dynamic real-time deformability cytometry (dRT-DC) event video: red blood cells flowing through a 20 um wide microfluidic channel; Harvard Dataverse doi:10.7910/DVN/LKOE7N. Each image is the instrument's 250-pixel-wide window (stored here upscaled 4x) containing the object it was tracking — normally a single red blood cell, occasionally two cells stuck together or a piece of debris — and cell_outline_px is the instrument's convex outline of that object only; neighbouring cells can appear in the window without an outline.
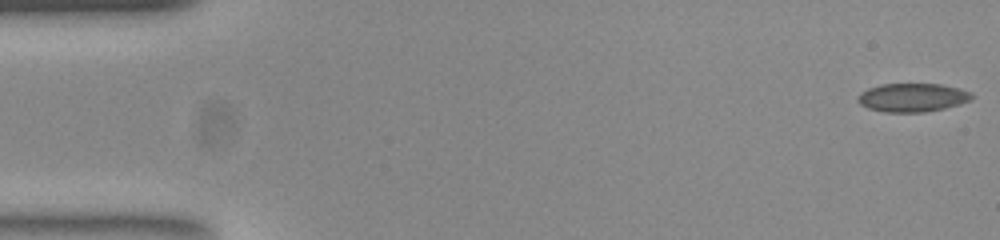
{"species": "common noctule bat (a hibernating species)", "species_latin": "Nyctalus noctula", "temperature_condition": "room temperature", "stored_images_in_passage": 38, "camera_frame_rate_fps": 3000, "um_per_image_px": 0.085, "animal": {"sex": "female", "body_mass_g": 23.0, "forearm_length_mm": 53.4}, "frame": {"image": 1, "passage_image": 1, "time_ms": 0.0, "image_size_px": [1000, 240], "cell_outline_px": [[972, 100], [960, 104], [944, 108], [924, 112], [884, 112], [868, 108], [860, 104], [856, 100], [860, 92], [868, 88], [880, 84], [940, 84], [972, 92]], "centroid_in_image_um": [77.53, 8.29], "position_along_channel_um": 7.5, "area_um2": 18.96}}
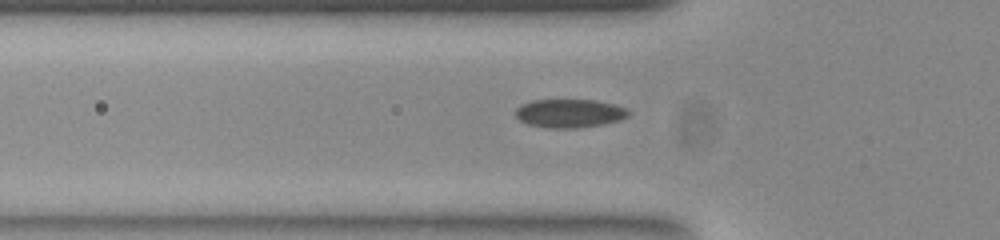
{"frame": {"image": 2, "passage_image": 17, "time_ms": 5.333, "image_size_px": [1000, 240], "cell_outline_px": [[632, 112], [628, 116], [620, 120], [604, 124], [576, 128], [548, 128], [528, 124], [520, 120], [516, 116], [516, 108], [520, 104], [532, 100], [596, 100], [616, 104], [628, 108]], "centroid_in_image_um": [48.45, 9.62], "position_along_channel_um": 77.3, "area_um2": 19.02}}
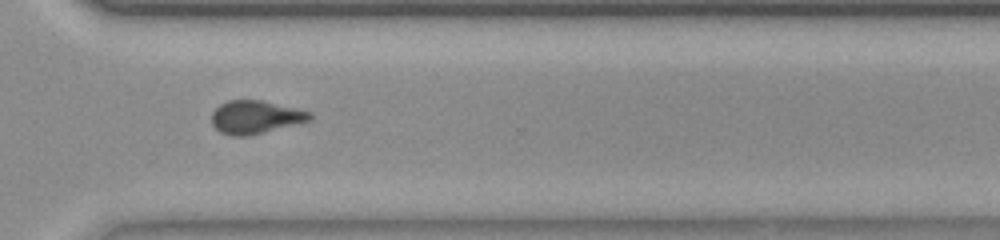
{"frame": {"image": 3, "passage_image": 38, "time_ms": 12.333, "image_size_px": [1000, 240], "cell_outline_px": [[312, 120], [248, 136], [232, 136], [220, 132], [212, 124], [212, 112], [220, 104], [228, 100], [260, 100], [312, 112]], "centroid_in_image_um": [21.7, 9.96], "position_along_channel_um": 348.9, "area_um2": 18.84}}